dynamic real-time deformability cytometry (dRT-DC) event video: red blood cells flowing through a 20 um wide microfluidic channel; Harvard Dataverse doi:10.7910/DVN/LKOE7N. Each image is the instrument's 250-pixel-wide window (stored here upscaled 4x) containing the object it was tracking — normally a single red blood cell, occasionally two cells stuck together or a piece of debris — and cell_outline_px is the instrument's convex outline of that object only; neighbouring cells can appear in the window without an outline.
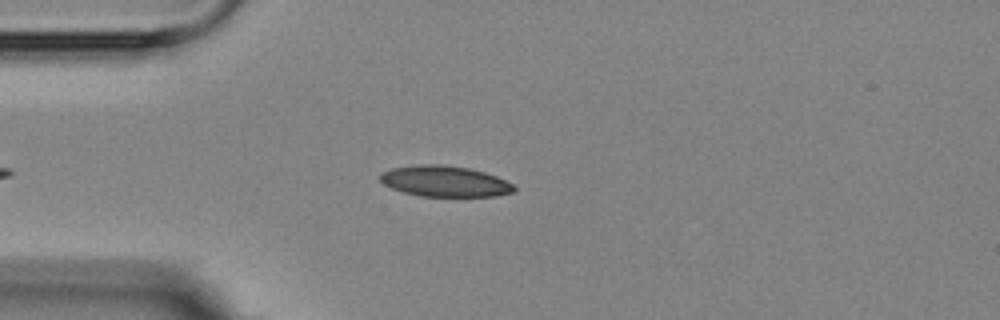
{"species": "Egyptian fruit bat (a non-hibernating species)", "species_latin": "Rousettus aegyptiacus", "temperature_condition": "room temperature", "stored_images_in_passage": 4, "camera_frame_rate_fps": 3000, "um_per_image_px": 0.085, "animal": {"sex": "female"}, "frame": {"image": 1, "passage_image": 1, "time_ms": 0.0, "image_size_px": [1000, 320], "cell_outline_px": [[516, 188], [512, 192], [496, 196], [420, 196], [404, 192], [392, 188], [384, 184], [380, 180], [380, 172], [392, 168], [416, 164], [444, 164], [468, 168], [484, 172], [496, 176], [512, 184]], "centroid_in_image_um": [37.77, 15.4], "position_along_channel_um": 47.2, "area_um2": 24.04}}
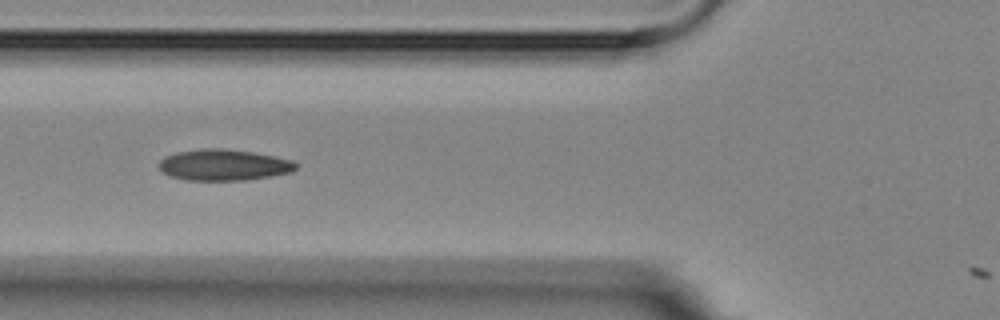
{"frame": {"image": 2, "passage_image": 3, "time_ms": 2.0, "image_size_px": [1000, 320], "cell_outline_px": [[296, 168], [292, 172], [244, 180], [188, 180], [172, 176], [164, 172], [160, 168], [160, 160], [164, 156], [176, 152], [204, 148], [224, 148], [252, 152], [292, 160], [296, 164]], "centroid_in_image_um": [19.0, 14.01], "position_along_channel_um": 106.8, "area_um2": 24.57}}
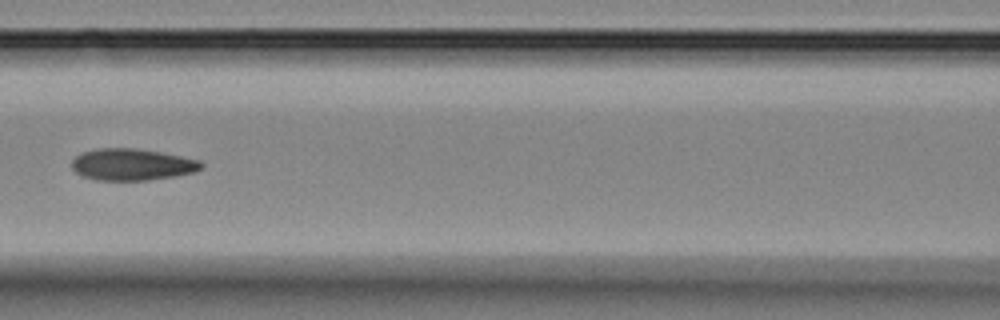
{"frame": {"image": 3, "passage_image": 4, "time_ms": 3.333, "image_size_px": [1000, 320], "cell_outline_px": [[204, 164], [196, 172], [176, 176], [148, 180], [96, 180], [84, 176], [76, 172], [72, 168], [72, 160], [80, 152], [100, 148], [132, 148], [160, 152], [200, 160]], "centroid_in_image_um": [11.22, 13.98], "position_along_channel_um": 155.4, "area_um2": 23.87}}